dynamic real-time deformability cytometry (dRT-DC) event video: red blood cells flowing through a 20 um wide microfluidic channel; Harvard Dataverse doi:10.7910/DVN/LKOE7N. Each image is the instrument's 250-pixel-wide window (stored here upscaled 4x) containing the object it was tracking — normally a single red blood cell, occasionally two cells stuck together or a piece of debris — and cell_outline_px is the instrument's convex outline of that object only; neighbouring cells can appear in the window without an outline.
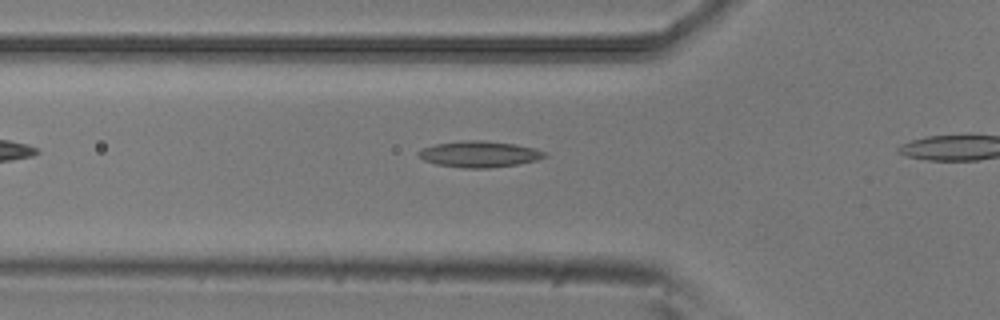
{"species": "common noctule bat (a hibernating species)", "species_latin": "Nyctalus noctula", "temperature_condition": "room temperature", "stored_images_in_passage": 4, "camera_frame_rate_fps": 3000, "um_per_image_px": 0.085, "animal": {"sex": "male", "body_mass_g": 20.5, "forearm_length_mm": 52.5}, "frame": {"image": 1, "passage_image": 2, "time_ms": 0.333, "image_size_px": [1000, 320], "cell_outline_px": [[548, 156], [536, 160], [516, 164], [488, 168], [464, 168], [436, 164], [424, 160], [416, 156], [416, 152], [420, 148], [436, 144], [460, 140], [484, 140], [516, 144], [536, 148], [548, 152]], "centroid_in_image_um": [40.73, 13.09], "position_along_channel_um": 85.1, "area_um2": 19.54}}